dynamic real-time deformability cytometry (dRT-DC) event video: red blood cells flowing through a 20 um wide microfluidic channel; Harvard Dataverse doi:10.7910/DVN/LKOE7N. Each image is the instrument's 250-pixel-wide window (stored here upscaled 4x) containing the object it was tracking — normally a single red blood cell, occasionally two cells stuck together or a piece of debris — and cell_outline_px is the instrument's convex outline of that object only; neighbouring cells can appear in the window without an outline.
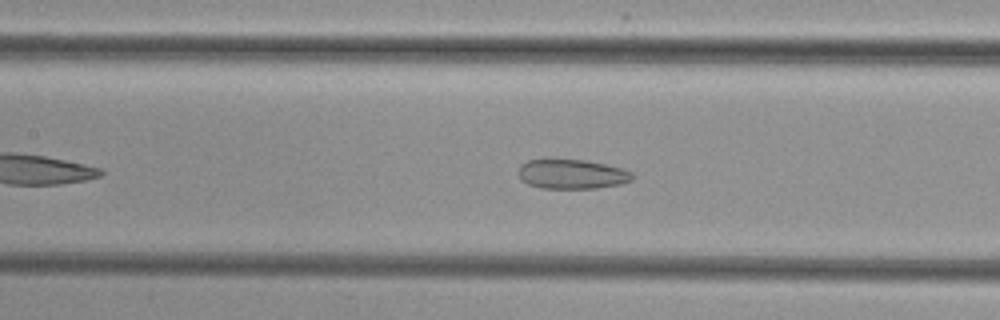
{"species": "common noctule bat (a hibernating species)", "species_latin": "Nyctalus noctula", "temperature_condition": "cold", "stored_images_in_passage": 42, "camera_frame_rate_fps": 3000, "um_per_image_px": 0.085, "animal": {"sex": "female", "body_mass_g": 29.2, "forearm_length_mm": 56.3}, "frame": {"image": 1, "passage_image": 13, "time_ms": 4.0, "image_size_px": [1000, 320], "cell_outline_px": [[636, 176], [632, 180], [620, 184], [596, 188], [540, 188], [528, 184], [516, 172], [520, 164], [528, 160], [588, 160], [620, 168], [632, 172]], "centroid_in_image_um": [48.62, 14.8], "position_along_channel_um": 158.8, "area_um2": 19.54}}
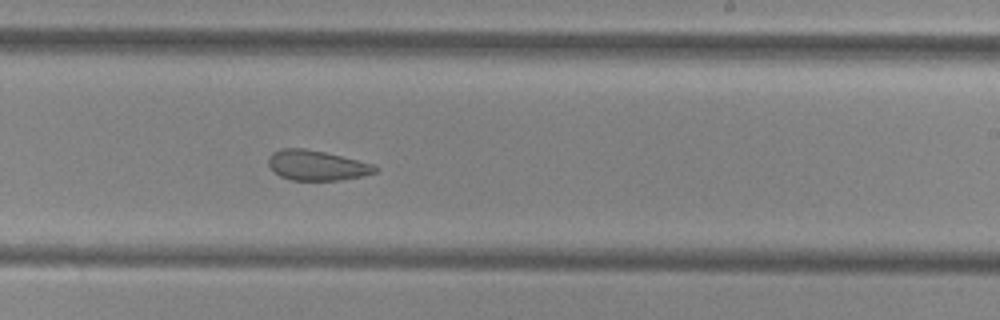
{"frame": {"image": 2, "passage_image": 21, "time_ms": 6.667, "image_size_px": [1000, 320], "cell_outline_px": [[376, 172], [360, 176], [340, 180], [292, 180], [280, 176], [268, 164], [268, 156], [272, 152], [284, 148], [304, 148], [324, 152], [376, 164]], "centroid_in_image_um": [26.92, 14.05], "position_along_channel_um": 262.1, "area_um2": 18.55}}
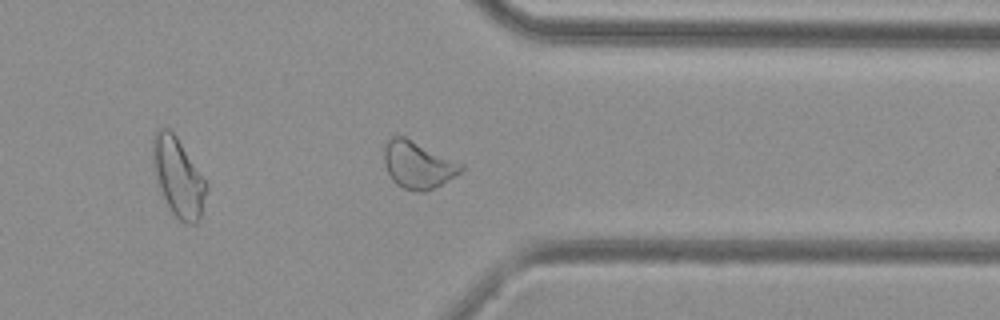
{"frame": {"image": 3, "passage_image": 30, "time_ms": 9.667, "image_size_px": [1000, 320], "cell_outline_px": [[464, 168], [460, 172], [440, 184], [424, 192], [420, 192], [404, 188], [396, 184], [392, 180], [384, 164], [384, 144], [388, 136], [404, 136], [464, 164]], "centroid_in_image_um": [35.48, 13.98], "position_along_channel_um": 375.9, "area_um2": 21.04}}